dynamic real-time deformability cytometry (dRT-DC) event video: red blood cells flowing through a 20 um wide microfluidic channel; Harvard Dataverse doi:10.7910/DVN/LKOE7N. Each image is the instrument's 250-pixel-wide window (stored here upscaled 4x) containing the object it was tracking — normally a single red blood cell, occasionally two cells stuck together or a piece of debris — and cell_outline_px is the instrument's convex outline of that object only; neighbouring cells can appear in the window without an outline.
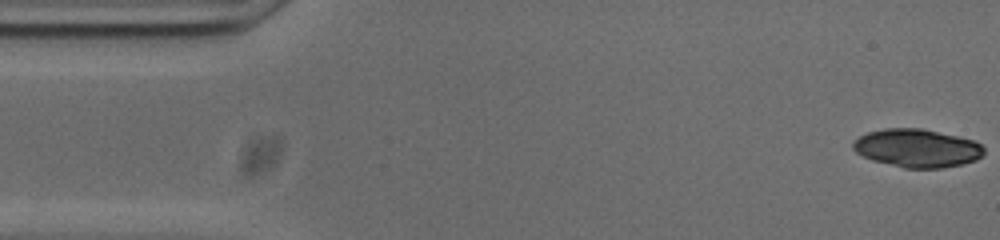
{"species": "common noctule bat (a hibernating species)", "species_latin": "Nyctalus noctula", "temperature_condition": "cold", "stored_images_in_passage": 53, "segment_of_instrument_passage": [1, 2], "camera_frame_rate_fps": 3000, "um_per_image_px": 0.085, "animal": {"sex": "male", "body_mass_g": 20.0, "forearm_length_mm": 53.3}, "frame": {"image": 1, "passage_image": 1, "time_ms": 0.0, "image_size_px": [1000, 240], "cell_outline_px": [[984, 152], [976, 160], [944, 168], [904, 168], [872, 160], [856, 152], [852, 148], [852, 144], [860, 136], [868, 132], [884, 128], [920, 128], [956, 136], [972, 140], [980, 144], [984, 148]], "centroid_in_image_um": [77.93, 12.59], "position_along_channel_um": 7.1, "area_um2": 28.9}}